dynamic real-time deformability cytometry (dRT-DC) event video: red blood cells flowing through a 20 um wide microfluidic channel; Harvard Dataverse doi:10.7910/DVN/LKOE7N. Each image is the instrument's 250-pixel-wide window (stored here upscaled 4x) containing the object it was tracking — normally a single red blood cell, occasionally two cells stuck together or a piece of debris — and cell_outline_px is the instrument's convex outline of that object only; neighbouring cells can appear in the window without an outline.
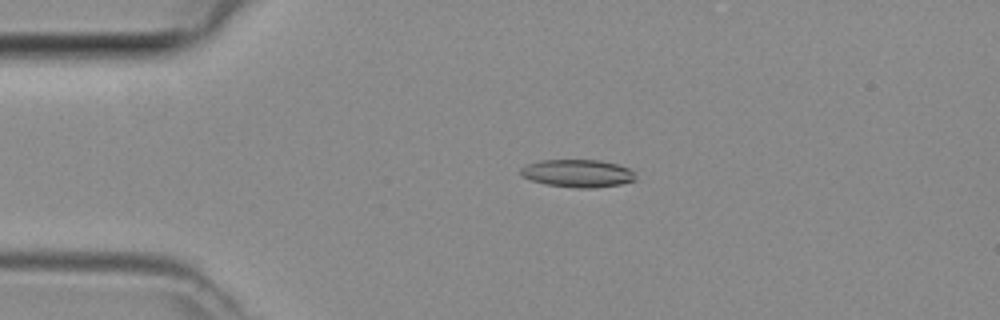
{"species": "common noctule bat (a hibernating species)", "species_latin": "Nyctalus noctula", "temperature_condition": "room temperature", "stored_images_in_passage": 6, "camera_frame_rate_fps": 3000, "um_per_image_px": 0.085, "animal": {"sex": "female", "body_mass_g": 29.2, "forearm_length_mm": 56.3}, "frame": {"image": 1, "passage_image": 3, "time_ms": 0.667, "image_size_px": [1000, 320], "cell_outline_px": [[636, 180], [620, 184], [592, 188], [576, 188], [544, 184], [520, 176], [520, 168], [528, 164], [540, 160], [600, 160], [616, 164], [628, 168], [636, 172]], "centroid_in_image_um": [49.1, 14.73], "position_along_channel_um": 35.9, "area_um2": 18.67}}
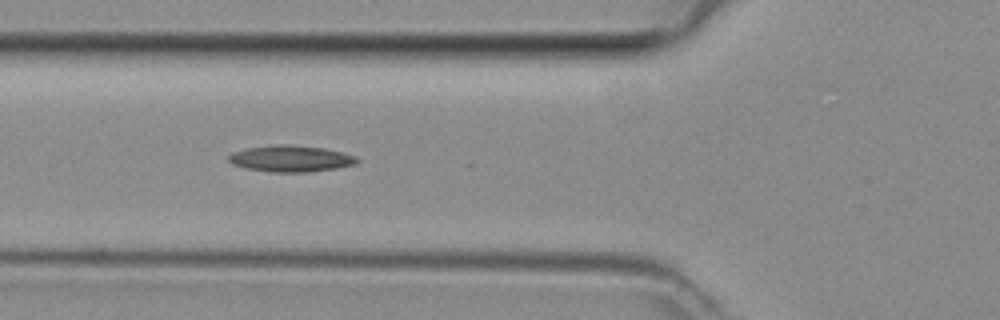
{"frame": {"image": 2, "passage_image": 5, "time_ms": 1.333, "image_size_px": [1000, 320], "cell_outline_px": [[360, 160], [356, 164], [336, 168], [308, 172], [272, 172], [248, 168], [232, 164], [228, 160], [228, 156], [232, 152], [248, 148], [272, 144], [288, 144], [324, 148], [356, 156]], "centroid_in_image_um": [24.72, 13.47], "position_along_channel_um": 101.1, "area_um2": 19.71}}
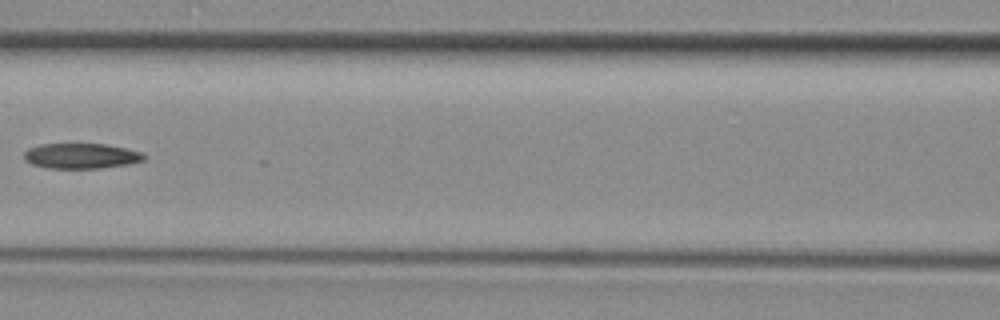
{"frame": {"image": 3, "passage_image": 6, "time_ms": 1.667, "image_size_px": [1000, 320], "cell_outline_px": [[148, 156], [144, 160], [128, 164], [100, 168], [48, 168], [32, 164], [24, 160], [24, 152], [28, 148], [40, 144], [104, 144], [124, 148], [140, 152]], "centroid_in_image_um": [6.88, 13.25], "position_along_channel_um": 159.7, "area_um2": 17.63}}